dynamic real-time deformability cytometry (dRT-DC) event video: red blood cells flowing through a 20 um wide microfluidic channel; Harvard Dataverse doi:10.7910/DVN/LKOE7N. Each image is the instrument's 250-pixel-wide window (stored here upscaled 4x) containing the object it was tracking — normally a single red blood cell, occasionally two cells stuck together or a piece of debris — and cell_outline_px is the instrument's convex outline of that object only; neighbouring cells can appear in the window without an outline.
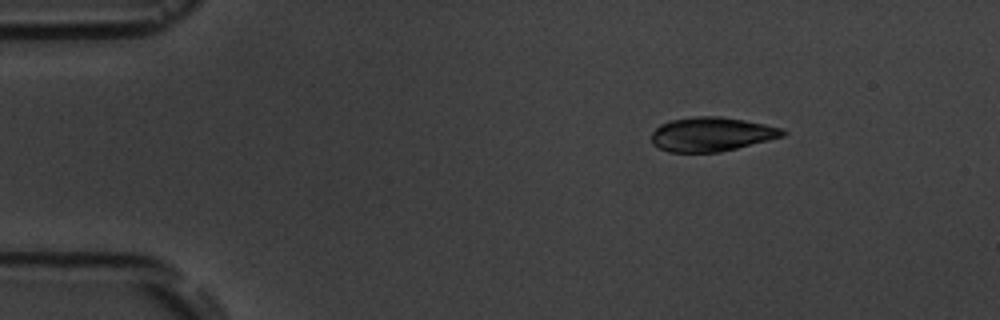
{"species": "common noctule bat (a hibernating species)", "species_latin": "Nyctalus noctula", "temperature_condition": "room temperature", "stored_images_in_passage": 11, "camera_frame_rate_fps": 3000, "um_per_image_px": 0.085, "animal": {"sex": "male", "body_mass_g": 19.5, "forearm_length_mm": 54.6}, "frame": {"image": 1, "passage_image": 2, "time_ms": 2.0, "image_size_px": [1000, 320], "cell_outline_px": [[788, 132], [784, 136], [720, 152], [668, 152], [652, 144], [652, 132], [660, 124], [672, 120], [692, 116], [720, 116], [744, 120], [784, 128]], "centroid_in_image_um": [60.48, 11.4], "position_along_channel_um": 24.5, "area_um2": 26.13}}
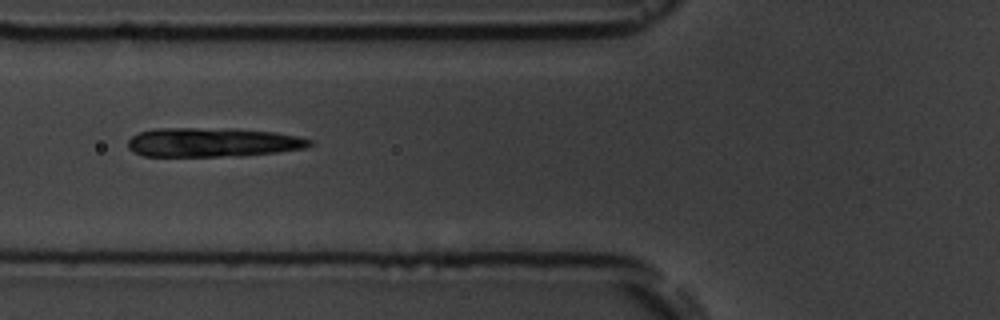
{"frame": {"image": 2, "passage_image": 6, "time_ms": 6.333, "image_size_px": [1000, 320], "cell_outline_px": [[312, 144], [304, 148], [276, 152], [244, 156], [144, 156], [132, 152], [128, 148], [128, 140], [132, 136], [140, 132], [152, 128], [232, 128], [276, 132], [296, 136], [312, 140]], "centroid_in_image_um": [18.04, 12.09], "position_along_channel_um": 107.8, "area_um2": 31.15}}
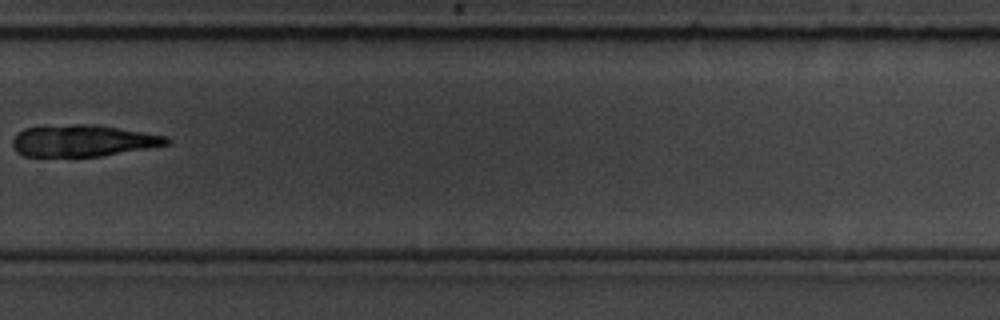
{"frame": {"image": 3, "passage_image": 11, "time_ms": 12.333, "image_size_px": [1000, 320], "cell_outline_px": [[172, 144], [100, 156], [24, 156], [16, 152], [12, 144], [12, 140], [16, 132], [24, 128], [72, 124], [92, 124], [168, 136], [172, 140]], "centroid_in_image_um": [7.05, 11.96], "position_along_channel_um": 322.8, "area_um2": 28.44}}